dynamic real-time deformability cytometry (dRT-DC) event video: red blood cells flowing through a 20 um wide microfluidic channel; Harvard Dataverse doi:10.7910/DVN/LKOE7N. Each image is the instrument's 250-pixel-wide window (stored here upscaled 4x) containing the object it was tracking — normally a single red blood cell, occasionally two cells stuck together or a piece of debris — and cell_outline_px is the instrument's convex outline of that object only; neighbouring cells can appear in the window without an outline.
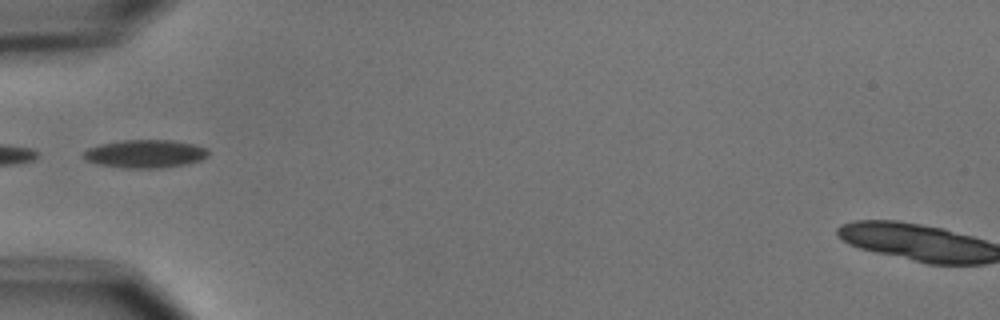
{"species": "common noctule bat (a hibernating species)", "species_latin": "Nyctalus noctula", "temperature_condition": "cold", "stored_images_in_passage": 1, "camera_frame_rate_fps": 3000, "um_per_image_px": 0.085, "animal": {"sex": "male", "body_mass_g": 15.6}, "frame": {"image": 1, "passage_image": 1, "time_ms": 0.0, "image_size_px": [1000, 320], "cell_outline_px": [[208, 156], [200, 160], [188, 164], [164, 168], [124, 168], [100, 164], [88, 160], [84, 156], [84, 152], [88, 148], [100, 144], [120, 140], [172, 140], [196, 144], [208, 148]], "centroid_in_image_um": [12.41, 13.07], "position_along_channel_um": 72.6, "area_um2": 20.52}}